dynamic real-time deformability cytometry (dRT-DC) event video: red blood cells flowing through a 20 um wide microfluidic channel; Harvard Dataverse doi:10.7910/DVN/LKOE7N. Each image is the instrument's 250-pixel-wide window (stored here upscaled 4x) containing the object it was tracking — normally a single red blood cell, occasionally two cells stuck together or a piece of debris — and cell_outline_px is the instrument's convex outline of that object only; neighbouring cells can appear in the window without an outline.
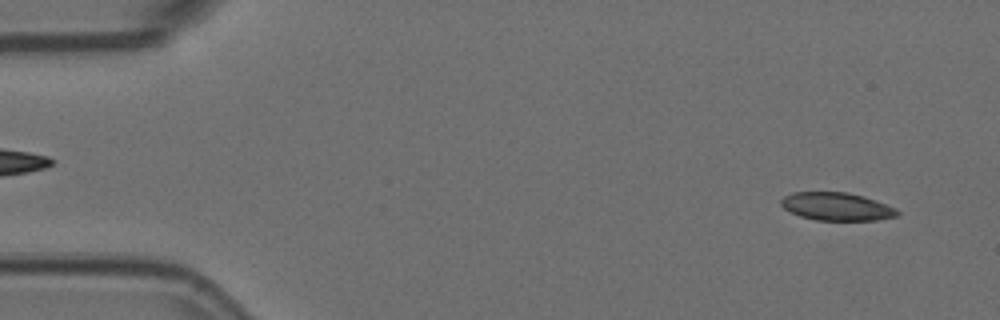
{"species": "Egyptian fruit bat (a non-hibernating species)", "species_latin": "Rousettus aegyptiacus", "temperature_condition": "room temperature", "stored_images_in_passage": 5, "segment_of_instrument_passage": [2, 2], "camera_frame_rate_fps": 3000, "um_per_image_px": 0.085, "animal": {"sex": "female"}, "frame": {"image": 1, "passage_image": 5, "time_ms": 1.333, "image_size_px": [1000, 320], "cell_outline_px": [[900, 216], [876, 220], [816, 220], [800, 216], [784, 208], [780, 204], [780, 200], [784, 196], [792, 192], [848, 192], [864, 196], [876, 200], [896, 208], [900, 212]], "centroid_in_image_um": [71.15, 17.55], "position_along_channel_um": 13.9, "area_um2": 19.07}}